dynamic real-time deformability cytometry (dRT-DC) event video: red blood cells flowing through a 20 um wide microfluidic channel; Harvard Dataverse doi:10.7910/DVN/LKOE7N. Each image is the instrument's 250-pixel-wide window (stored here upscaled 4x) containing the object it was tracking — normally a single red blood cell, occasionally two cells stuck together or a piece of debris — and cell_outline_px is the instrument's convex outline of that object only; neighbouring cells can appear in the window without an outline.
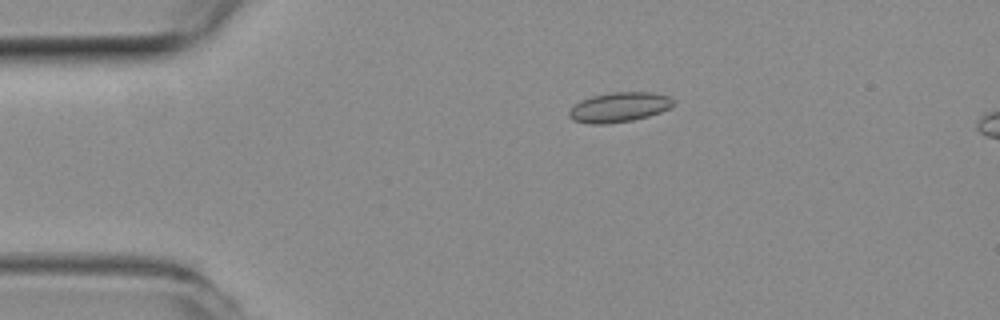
{"species": "common noctule bat (a hibernating species)", "species_latin": "Nyctalus noctula", "temperature_condition": "room temperature", "stored_images_in_passage": 15, "camera_frame_rate_fps": 3000, "um_per_image_px": 0.085, "animal": {"sex": "female", "body_mass_g": 19.3, "forearm_length_mm": 54.1}, "frame": {"image": 1, "passage_image": 11, "time_ms": 3.333, "image_size_px": [1000, 320], "cell_outline_px": [[672, 104], [668, 108], [660, 112], [648, 116], [632, 120], [608, 124], [588, 124], [572, 120], [568, 116], [568, 112], [580, 100], [592, 96], [612, 92], [652, 92], [668, 96], [672, 100]], "centroid_in_image_um": [52.58, 9.12], "position_along_channel_um": 32.4, "area_um2": 17.98}}